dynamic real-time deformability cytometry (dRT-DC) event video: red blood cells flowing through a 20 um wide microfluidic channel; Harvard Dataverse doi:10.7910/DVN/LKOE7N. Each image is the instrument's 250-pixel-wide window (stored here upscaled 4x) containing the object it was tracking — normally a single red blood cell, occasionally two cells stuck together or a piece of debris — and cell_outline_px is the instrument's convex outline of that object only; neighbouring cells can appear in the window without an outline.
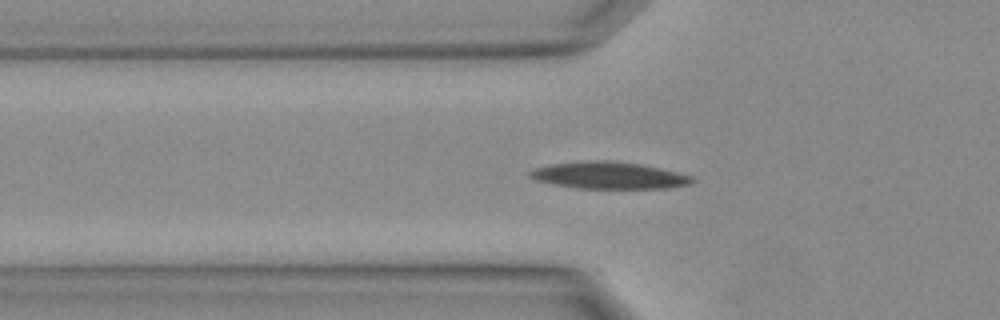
{"species": "Egyptian fruit bat (a non-hibernating species)", "species_latin": "Rousettus aegyptiacus", "temperature_condition": "warm", "stored_images_in_passage": 22, "camera_frame_rate_fps": 3000, "um_per_image_px": 0.085, "animal": {"sex": "female"}, "frame": {"image": 1, "passage_image": 11, "time_ms": 3.333, "image_size_px": [1000, 320], "cell_outline_px": [[696, 180], [688, 184], [668, 188], [576, 188], [536, 180], [528, 176], [528, 172], [532, 168], [548, 164], [592, 160], [608, 160], [640, 164], [660, 168], [692, 176]], "centroid_in_image_um": [51.72, 14.9], "position_along_channel_um": 74.1, "area_um2": 25.37}}
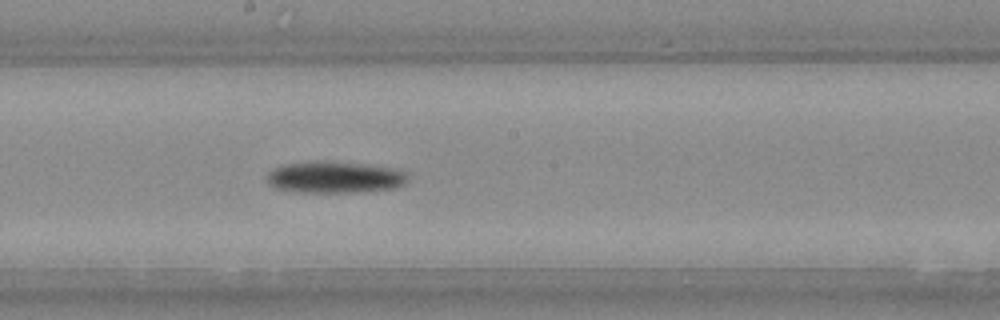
{"frame": {"image": 2, "passage_image": 18, "time_ms": 5.667, "image_size_px": [1000, 320], "cell_outline_px": [[408, 180], [404, 184], [392, 188], [360, 192], [296, 192], [276, 188], [268, 184], [268, 172], [276, 168], [288, 164], [316, 160], [324, 160], [368, 164], [400, 168], [408, 172]], "centroid_in_image_um": [28.53, 15.05], "position_along_channel_um": 219.7, "area_um2": 26.36}}
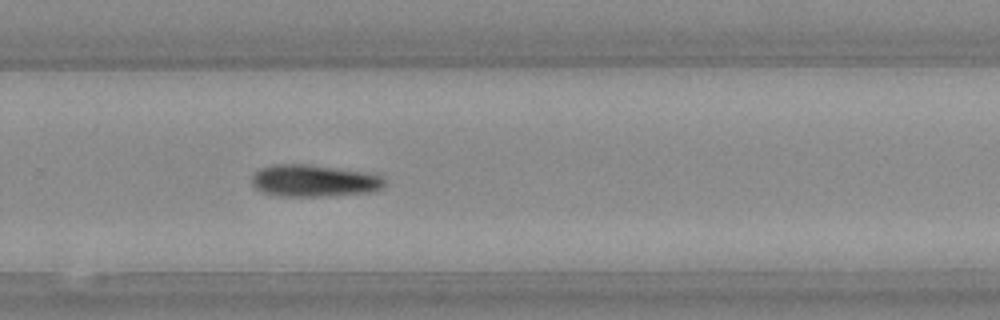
{"frame": {"image": 3, "passage_image": 22, "time_ms": 7.0, "image_size_px": [1000, 320], "cell_outline_px": [[384, 188], [376, 192], [324, 196], [280, 196], [260, 192], [252, 184], [252, 176], [260, 168], [276, 164], [308, 164], [368, 172], [384, 176]], "centroid_in_image_um": [26.74, 15.37], "position_along_channel_um": 303.1, "area_um2": 25.09}}